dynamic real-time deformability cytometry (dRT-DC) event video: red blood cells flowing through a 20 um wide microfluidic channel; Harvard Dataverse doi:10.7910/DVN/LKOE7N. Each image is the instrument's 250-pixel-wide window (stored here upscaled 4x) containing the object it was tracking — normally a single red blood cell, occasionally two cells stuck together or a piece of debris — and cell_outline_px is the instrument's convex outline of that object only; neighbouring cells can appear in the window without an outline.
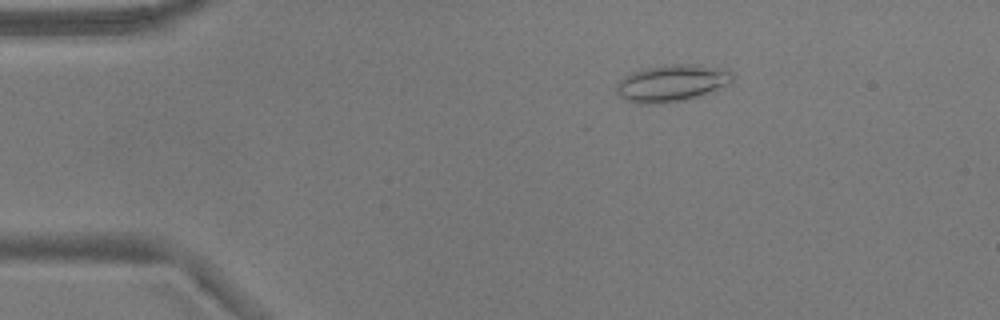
{"species": "common noctule bat (a hibernating species)", "species_latin": "Nyctalus noctula", "temperature_condition": "warm", "stored_images_in_passage": 53, "camera_frame_rate_fps": 3000, "um_per_image_px": 0.085, "animal": {"sex": "male", "body_mass_g": 17.9}, "frame": {"image": 1, "passage_image": 9, "time_ms": 2.667, "image_size_px": [1000, 320], "cell_outline_px": [[732, 80], [728, 84], [696, 96], [684, 100], [660, 104], [636, 104], [624, 100], [616, 92], [616, 84], [624, 76], [632, 72], [644, 68], [664, 64], [700, 64], [720, 68], [732, 72]], "centroid_in_image_um": [57.02, 7.06], "position_along_channel_um": 28.0, "area_um2": 25.03}}
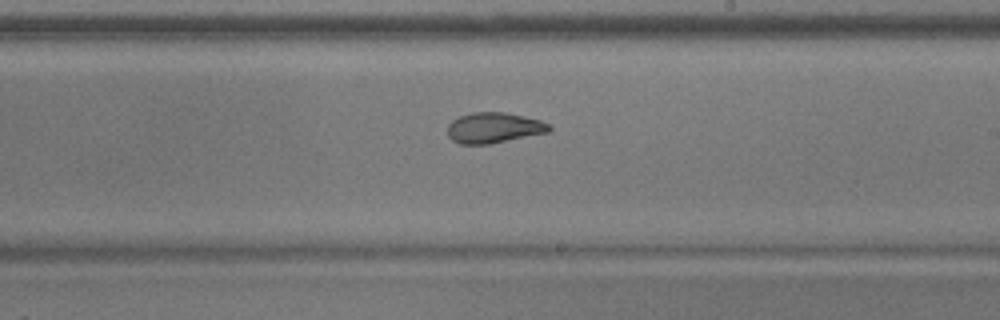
{"frame": {"image": 2, "passage_image": 31, "time_ms": 10.0, "image_size_px": [1000, 320], "cell_outline_px": [[552, 128], [548, 132], [488, 144], [460, 144], [452, 140], [448, 136], [448, 124], [452, 120], [460, 116], [472, 112], [504, 112], [524, 116], [540, 120], [548, 124]], "centroid_in_image_um": [41.95, 10.85], "position_along_channel_um": 247.1, "area_um2": 17.98}}
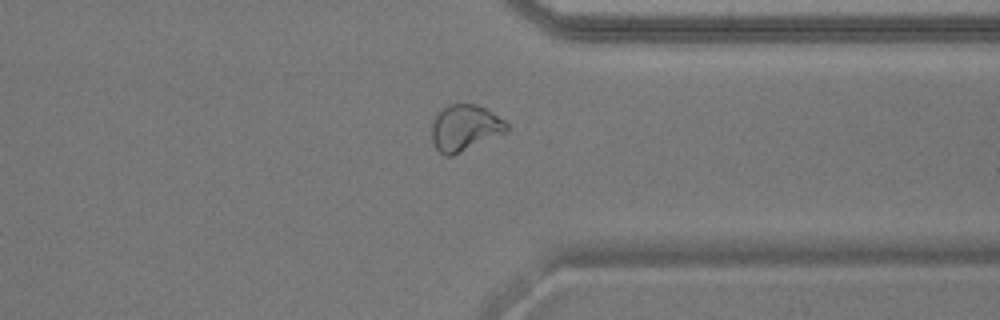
{"frame": {"image": 3, "passage_image": 41, "time_ms": 13.333, "image_size_px": [1000, 320], "cell_outline_px": [[508, 132], [452, 156], [444, 156], [436, 148], [432, 140], [432, 124], [436, 116], [448, 104], [476, 104], [492, 112], [504, 120], [508, 124]], "centroid_in_image_um": [39.54, 10.88], "position_along_channel_um": 371.9, "area_um2": 20.11}, "authors_computed_cell_mechanics": {"area_um2": 21.2704, "velocity_mm_per_s": 3.8021, "shape_relaxation_time_tau1_ms": null, "shape_relaxation_time_tau2_ms": 1.2386, "deformation_change_tau1": null, "deformation_change_tau2": 0.0723}}